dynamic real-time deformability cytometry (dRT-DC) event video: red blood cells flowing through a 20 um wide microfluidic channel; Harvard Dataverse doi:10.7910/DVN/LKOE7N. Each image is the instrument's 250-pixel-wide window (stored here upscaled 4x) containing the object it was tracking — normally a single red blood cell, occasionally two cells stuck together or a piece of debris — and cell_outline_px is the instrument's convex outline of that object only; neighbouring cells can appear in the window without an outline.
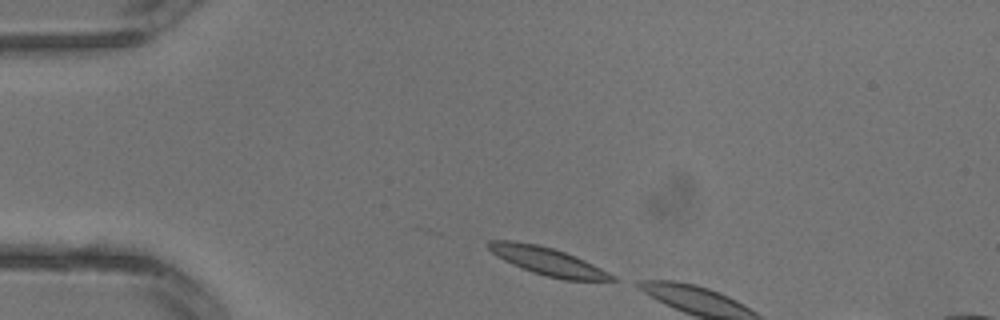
{"species": "common noctule bat (a hibernating species)", "species_latin": "Nyctalus noctula", "temperature_condition": "warm", "stored_images_in_passage": 3, "camera_frame_rate_fps": 3000, "um_per_image_px": 0.085, "animal": {"sex": "male", "body_mass_g": 13.3}, "frame": {"image": 1, "passage_image": 1, "time_ms": 0.0, "image_size_px": [1000, 320], "cell_outline_px": [[620, 280], [564, 280], [532, 272], [512, 264], [496, 256], [484, 244], [488, 240], [512, 240], [536, 244], [552, 248], [576, 256], [616, 276]], "centroid_in_image_um": [46.51, 22.19], "position_along_channel_um": 38.5, "area_um2": 19.94}}